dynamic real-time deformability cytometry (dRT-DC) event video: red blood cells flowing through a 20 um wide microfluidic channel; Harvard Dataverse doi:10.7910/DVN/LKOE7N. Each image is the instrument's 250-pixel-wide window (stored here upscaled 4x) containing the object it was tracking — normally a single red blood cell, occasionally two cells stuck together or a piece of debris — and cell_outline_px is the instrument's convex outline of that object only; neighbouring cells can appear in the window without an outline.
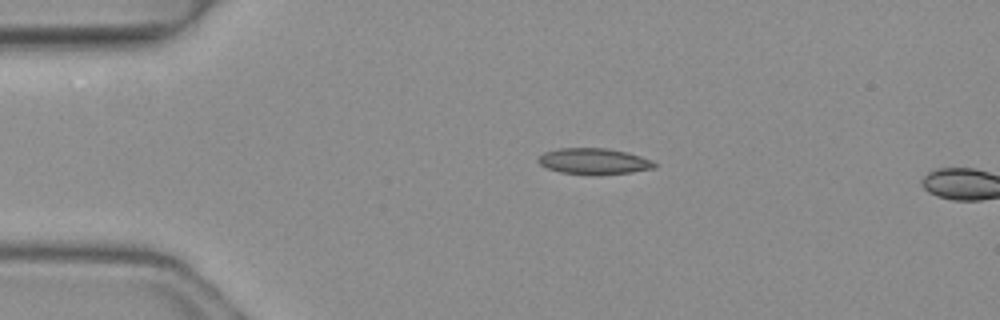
{"species": "common noctule bat (a hibernating species)", "species_latin": "Nyctalus noctula", "temperature_condition": "warm", "stored_images_in_passage": 3, "camera_frame_rate_fps": 3000, "um_per_image_px": 0.085, "animal": {"sex": "female", "body_mass_g": 19.3, "forearm_length_mm": 54.1}, "frame": {"image": 1, "passage_image": 2, "time_ms": 0.333, "image_size_px": [1000, 320], "cell_outline_px": [[656, 168], [632, 172], [560, 172], [548, 168], [540, 164], [536, 160], [544, 152], [560, 148], [608, 148], [640, 156], [652, 160], [656, 164]], "centroid_in_image_um": [50.48, 13.66], "position_along_channel_um": 34.5, "area_um2": 16.76}}